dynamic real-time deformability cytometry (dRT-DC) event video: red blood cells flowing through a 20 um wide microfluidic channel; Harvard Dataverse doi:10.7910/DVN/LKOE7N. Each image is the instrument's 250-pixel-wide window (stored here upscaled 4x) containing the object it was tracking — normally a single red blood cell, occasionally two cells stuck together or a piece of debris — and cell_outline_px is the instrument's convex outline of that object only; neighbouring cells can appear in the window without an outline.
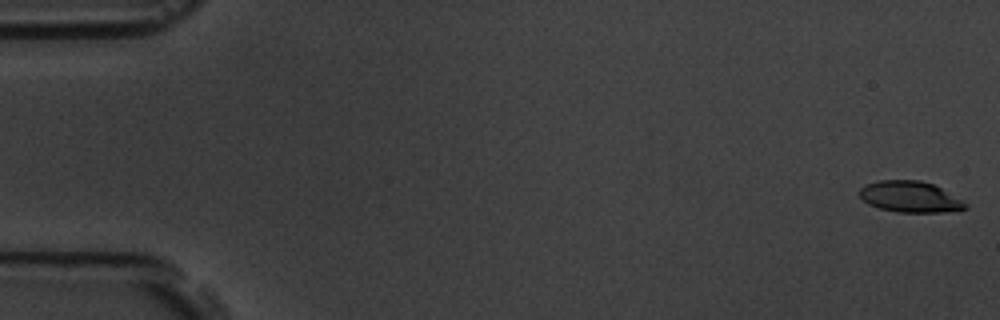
{"species": "common noctule bat (a hibernating species)", "species_latin": "Nyctalus noctula", "temperature_condition": "room temperature", "stored_images_in_passage": 6, "camera_frame_rate_fps": 3000, "um_per_image_px": 0.085, "animal": {"sex": "male", "body_mass_g": 19.5, "forearm_length_mm": 54.6}, "frame": {"image": 1, "passage_image": 1, "time_ms": 0.0, "image_size_px": [1000, 320], "cell_outline_px": [[968, 208], [940, 212], [896, 212], [880, 208], [868, 204], [860, 196], [860, 188], [864, 184], [876, 180], [920, 180], [932, 184], [964, 200], [968, 204]], "centroid_in_image_um": [77.34, 16.72], "position_along_channel_um": 7.7, "area_um2": 19.19}}
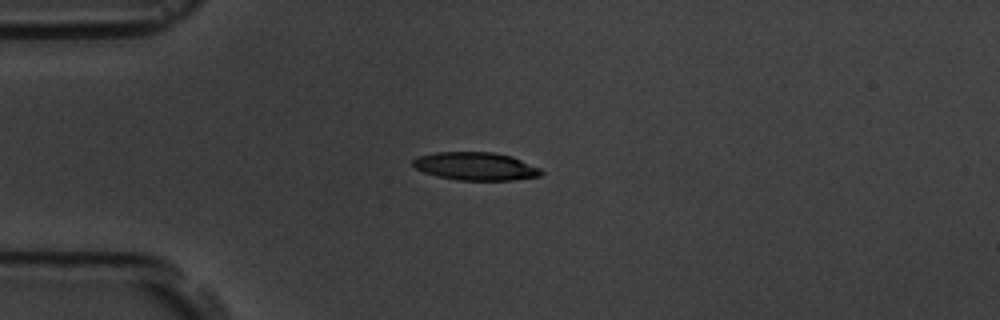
{"frame": {"image": 2, "passage_image": 5, "time_ms": 4.667, "image_size_px": [1000, 320], "cell_outline_px": [[544, 172], [540, 176], [512, 180], [460, 180], [436, 176], [424, 172], [416, 168], [412, 164], [412, 160], [416, 156], [436, 152], [492, 152], [512, 156], [540, 168]], "centroid_in_image_um": [40.42, 14.13], "position_along_channel_um": 44.6, "area_um2": 20.98}}